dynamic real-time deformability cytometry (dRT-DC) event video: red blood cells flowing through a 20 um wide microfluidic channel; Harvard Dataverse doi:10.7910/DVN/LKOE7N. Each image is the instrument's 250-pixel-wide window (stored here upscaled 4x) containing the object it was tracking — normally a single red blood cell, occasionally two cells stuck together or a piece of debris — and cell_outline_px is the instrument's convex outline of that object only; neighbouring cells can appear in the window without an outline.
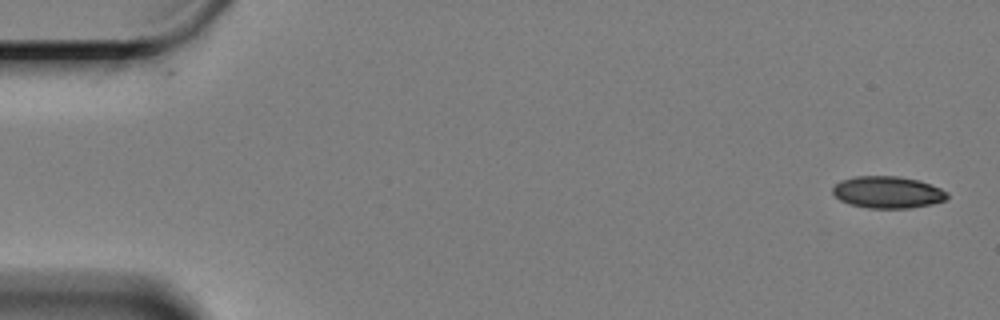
{"species": "Egyptian fruit bat (a non-hibernating species)", "species_latin": "Rousettus aegyptiacus", "temperature_condition": "cold", "stored_images_in_passage": 59, "camera_frame_rate_fps": 3000, "um_per_image_px": 0.085, "animal": {"sex": "female"}, "frame": {"image": 1, "passage_image": 1, "time_ms": 0.0, "image_size_px": [1000, 320], "cell_outline_px": [[948, 196], [944, 200], [932, 204], [912, 208], [868, 208], [848, 204], [840, 200], [832, 192], [832, 188], [840, 180], [856, 176], [900, 176], [916, 180], [940, 188], [948, 192]], "centroid_in_image_um": [75.43, 16.34], "position_along_channel_um": 9.6, "area_um2": 21.27}}
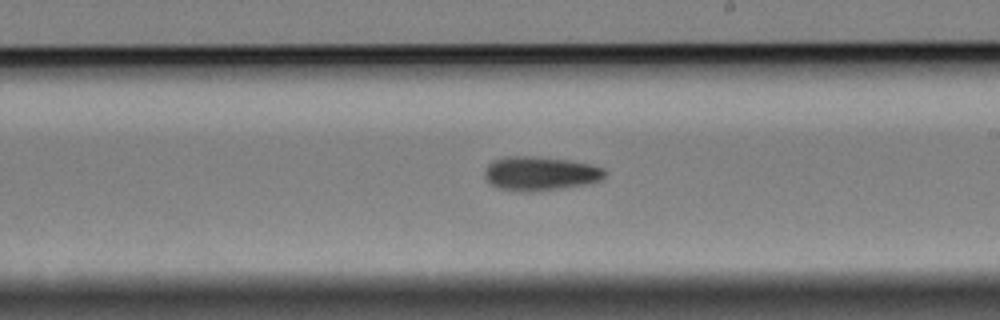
{"frame": {"image": 2, "passage_image": 34, "time_ms": 11.0, "image_size_px": [1000, 320], "cell_outline_px": [[608, 172], [600, 180], [584, 184], [528, 192], [520, 192], [496, 188], [488, 184], [484, 176], [484, 172], [488, 164], [492, 160], [504, 156], [532, 156], [568, 160], [592, 164], [604, 168]], "centroid_in_image_um": [45.85, 14.74], "position_along_channel_um": 243.1, "area_um2": 23.99}}
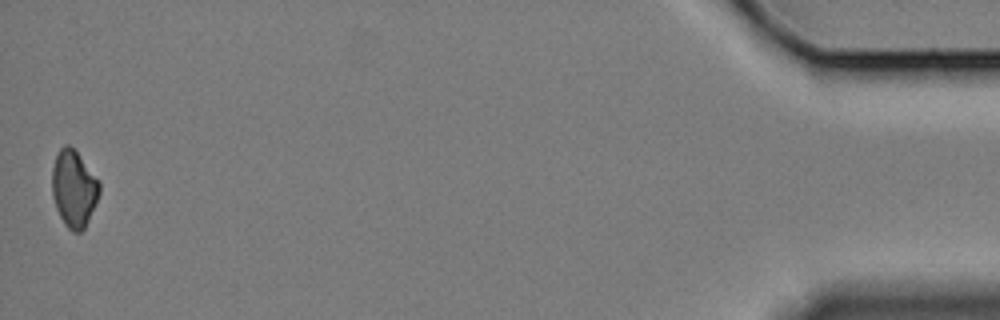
{"frame": {"image": 3, "passage_image": 59, "time_ms": 19.333, "image_size_px": [1000, 320], "cell_outline_px": [[100, 192], [88, 220], [84, 228], [80, 232], [72, 232], [64, 224], [56, 208], [52, 196], [52, 168], [56, 152], [64, 144], [68, 144], [76, 152], [100, 180]], "centroid_in_image_um": [6.26, 16.02], "position_along_channel_um": 428.9, "area_um2": 21.21}}